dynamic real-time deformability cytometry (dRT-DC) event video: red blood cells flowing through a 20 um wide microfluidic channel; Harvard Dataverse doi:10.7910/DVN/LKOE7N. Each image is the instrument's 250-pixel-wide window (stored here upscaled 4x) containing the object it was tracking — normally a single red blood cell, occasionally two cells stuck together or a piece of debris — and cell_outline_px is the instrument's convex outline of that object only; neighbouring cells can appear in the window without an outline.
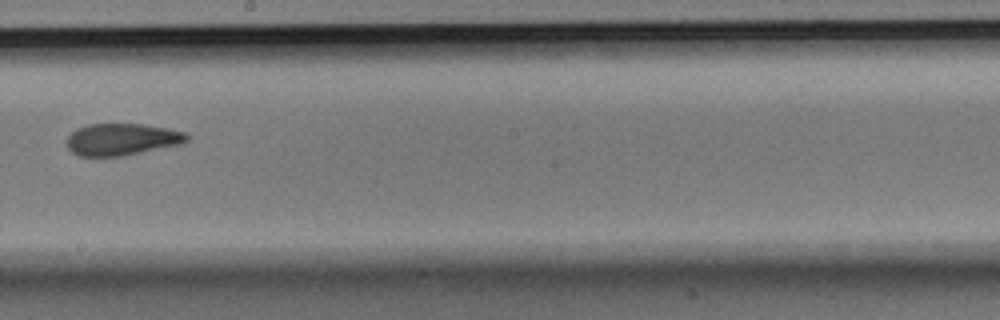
{"species": "Egyptian fruit bat (a non-hibernating species)", "species_latin": "Rousettus aegyptiacus", "temperature_condition": "room temperature", "stored_images_in_passage": 7, "camera_frame_rate_fps": 3000, "um_per_image_px": 0.085, "animal": {"sex": "male"}, "frame": {"image": 1, "passage_image": 6, "time_ms": 1.667, "image_size_px": [1000, 320], "cell_outline_px": [[188, 140], [180, 144], [124, 156], [80, 156], [72, 152], [68, 148], [68, 136], [76, 128], [88, 124], [144, 124], [168, 128], [184, 132], [188, 136]], "centroid_in_image_um": [10.36, 11.84], "position_along_channel_um": 237.8, "area_um2": 22.25}}
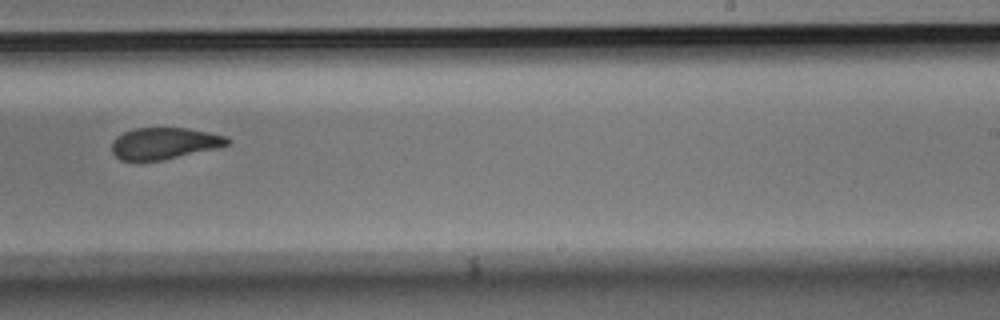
{"frame": {"image": 2, "passage_image": 7, "time_ms": 2.0, "image_size_px": [1000, 320], "cell_outline_px": [[232, 140], [228, 144], [216, 148], [160, 160], [120, 160], [112, 152], [112, 140], [116, 136], [124, 132], [136, 128], [188, 128], [228, 136]], "centroid_in_image_um": [13.96, 12.17], "position_along_channel_um": 275.0, "area_um2": 21.1}}